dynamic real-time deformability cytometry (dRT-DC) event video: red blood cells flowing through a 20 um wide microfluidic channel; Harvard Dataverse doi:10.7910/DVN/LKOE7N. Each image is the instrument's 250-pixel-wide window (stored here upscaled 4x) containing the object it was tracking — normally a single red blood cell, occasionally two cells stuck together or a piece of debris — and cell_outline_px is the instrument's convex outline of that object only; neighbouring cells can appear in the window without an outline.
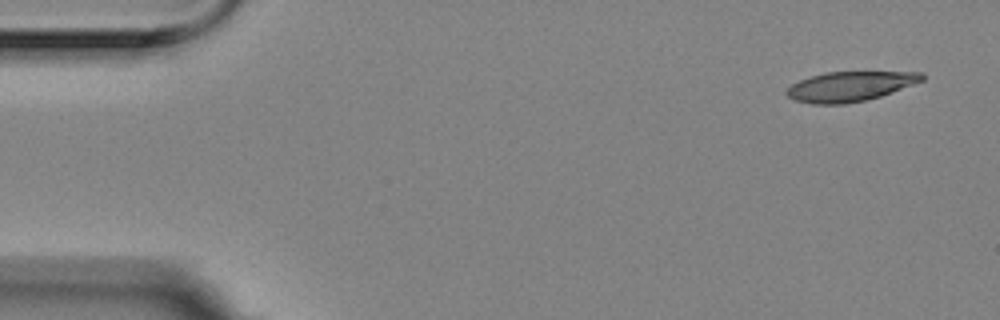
{"species": "Egyptian fruit bat (a non-hibernating species)", "species_latin": "Rousettus aegyptiacus", "temperature_condition": "room temperature", "stored_images_in_passage": 4, "camera_frame_rate_fps": 3000, "um_per_image_px": 0.085, "animal": {"sex": "female"}, "frame": {"image": 1, "passage_image": 1, "time_ms": 0.0, "image_size_px": [1000, 320], "cell_outline_px": [[924, 80], [892, 92], [880, 96], [864, 100], [844, 104], [812, 104], [796, 100], [788, 96], [784, 92], [792, 84], [800, 80], [824, 72], [924, 72]], "centroid_in_image_um": [72.25, 7.34], "position_along_channel_um": 12.8, "area_um2": 23.29}}
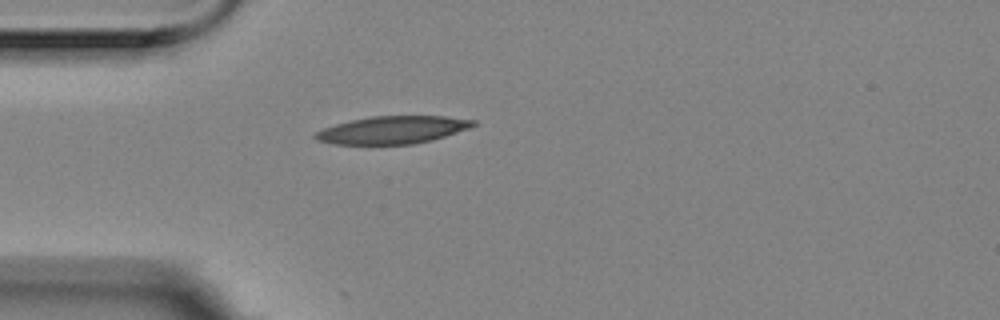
{"frame": {"image": 2, "passage_image": 4, "time_ms": 1.0, "image_size_px": [1000, 320], "cell_outline_px": [[476, 124], [468, 128], [432, 140], [412, 144], [336, 144], [316, 140], [312, 136], [316, 132], [324, 128], [336, 124], [352, 120], [372, 116], [444, 116], [476, 120]], "centroid_in_image_um": [33.35, 11.04], "position_along_channel_um": 51.6, "area_um2": 25.14}}